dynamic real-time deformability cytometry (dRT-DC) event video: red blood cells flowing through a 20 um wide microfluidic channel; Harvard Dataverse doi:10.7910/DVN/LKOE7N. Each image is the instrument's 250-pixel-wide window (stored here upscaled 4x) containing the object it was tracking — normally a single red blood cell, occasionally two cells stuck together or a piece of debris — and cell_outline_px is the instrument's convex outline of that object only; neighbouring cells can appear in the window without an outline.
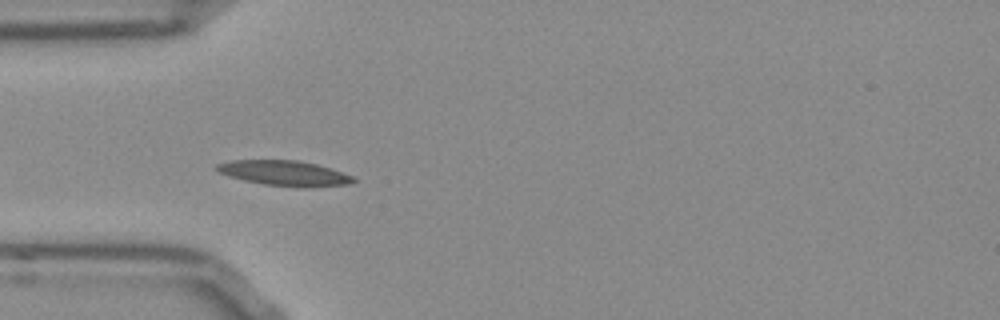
{"species": "Egyptian fruit bat (a non-hibernating species)", "species_latin": "Rousettus aegyptiacus", "temperature_condition": "room temperature", "stored_images_in_passage": 32, "camera_frame_rate_fps": 3000, "um_per_image_px": 0.085, "frame": {"image": 1, "passage_image": 5, "time_ms": 1.333, "image_size_px": [1000, 320], "cell_outline_px": [[356, 180], [348, 184], [308, 188], [300, 188], [264, 184], [244, 180], [228, 176], [212, 168], [216, 164], [232, 160], [296, 160], [316, 164], [352, 176]], "centroid_in_image_um": [24.13, 14.72], "position_along_channel_um": 60.9, "area_um2": 20.0}, "authors_computed_cell_mechanics": {"area_um2": 18.5827, "velocity_mm_per_s": 3.8012, "shape_relaxation_time_tau1_ms": null, "shape_relaxation_time_tau2_ms": 3.1722, "deformation_change_tau1": null, "deformation_change_tau2": 0.0804}}